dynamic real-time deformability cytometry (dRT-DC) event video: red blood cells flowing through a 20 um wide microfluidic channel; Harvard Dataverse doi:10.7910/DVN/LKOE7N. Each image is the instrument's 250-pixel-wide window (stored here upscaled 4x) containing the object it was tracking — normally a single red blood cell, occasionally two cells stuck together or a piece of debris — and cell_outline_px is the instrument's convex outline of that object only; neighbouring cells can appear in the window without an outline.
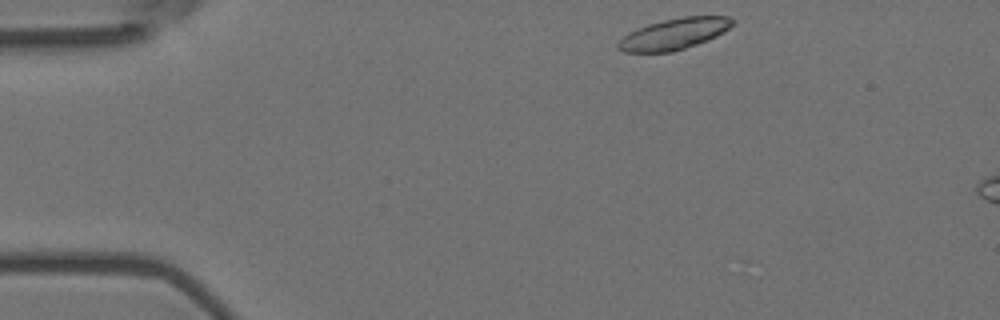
{"species": "Egyptian fruit bat (a non-hibernating species)", "species_latin": "Rousettus aegyptiacus", "temperature_condition": "room temperature", "stored_images_in_passage": 6, "camera_frame_rate_fps": 3000, "um_per_image_px": 0.085, "animal": {"sex": "female"}, "frame": {"image": 1, "passage_image": 1, "time_ms": 0.0, "image_size_px": [1000, 320], "cell_outline_px": [[736, 24], [724, 32], [708, 40], [672, 52], [624, 52], [616, 48], [616, 44], [628, 32], [648, 24], [664, 20], [684, 16], [728, 16], [736, 20]], "centroid_in_image_um": [57.33, 2.87], "position_along_channel_um": 27.7, "area_um2": 20.87}}